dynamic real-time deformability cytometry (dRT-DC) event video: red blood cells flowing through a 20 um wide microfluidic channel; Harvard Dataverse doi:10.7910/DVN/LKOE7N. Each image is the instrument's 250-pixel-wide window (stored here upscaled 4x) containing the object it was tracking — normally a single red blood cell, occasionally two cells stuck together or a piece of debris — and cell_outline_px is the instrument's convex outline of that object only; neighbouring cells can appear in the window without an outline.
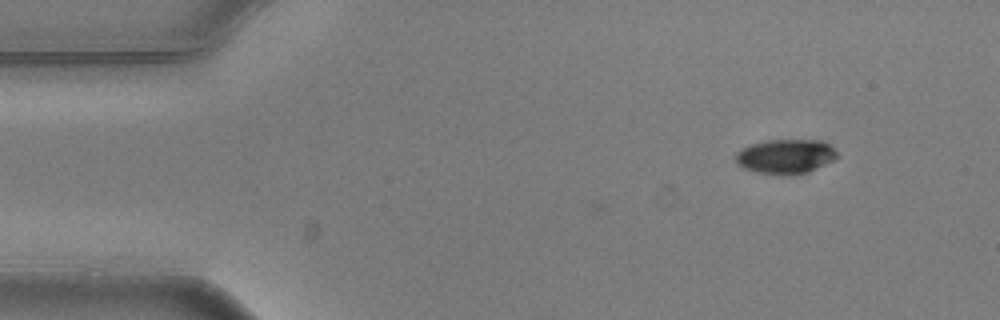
{"species": "common noctule bat (a hibernating species)", "species_latin": "Nyctalus noctula", "temperature_condition": "warm", "stored_images_in_passage": 4, "camera_frame_rate_fps": 3000, "um_per_image_px": 0.085, "animal": {"sex": "male", "body_mass_g": 20.5, "forearm_length_mm": 52.5}, "frame": {"image": 1, "passage_image": 1, "time_ms": 0.0, "image_size_px": [1000, 320], "cell_outline_px": [[840, 156], [808, 172], [792, 176], [756, 172], [740, 168], [736, 164], [736, 152], [752, 144], [768, 140], [824, 140]], "centroid_in_image_um": [66.76, 13.31], "position_along_channel_um": 18.2, "area_um2": 20.46}}
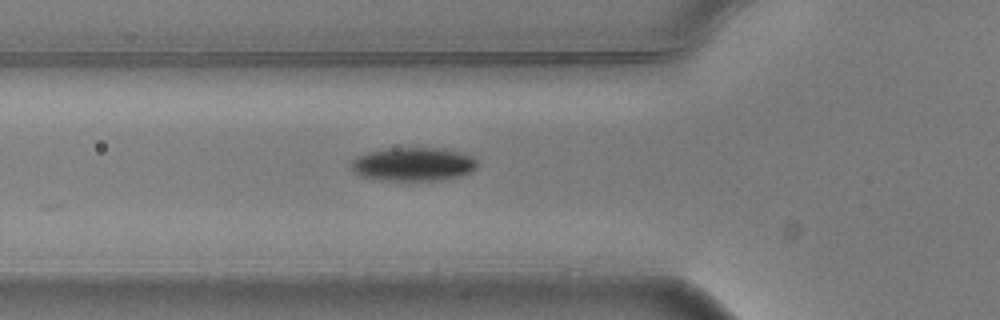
{"frame": {"image": 2, "passage_image": 4, "time_ms": 1.0, "image_size_px": [1000, 320], "cell_outline_px": [[480, 164], [472, 172], [460, 176], [440, 180], [388, 180], [360, 176], [352, 168], [352, 160], [368, 152], [384, 148], [444, 148], [464, 152], [472, 156]], "centroid_in_image_um": [35.22, 13.94], "position_along_channel_um": 90.6, "area_um2": 24.74}}